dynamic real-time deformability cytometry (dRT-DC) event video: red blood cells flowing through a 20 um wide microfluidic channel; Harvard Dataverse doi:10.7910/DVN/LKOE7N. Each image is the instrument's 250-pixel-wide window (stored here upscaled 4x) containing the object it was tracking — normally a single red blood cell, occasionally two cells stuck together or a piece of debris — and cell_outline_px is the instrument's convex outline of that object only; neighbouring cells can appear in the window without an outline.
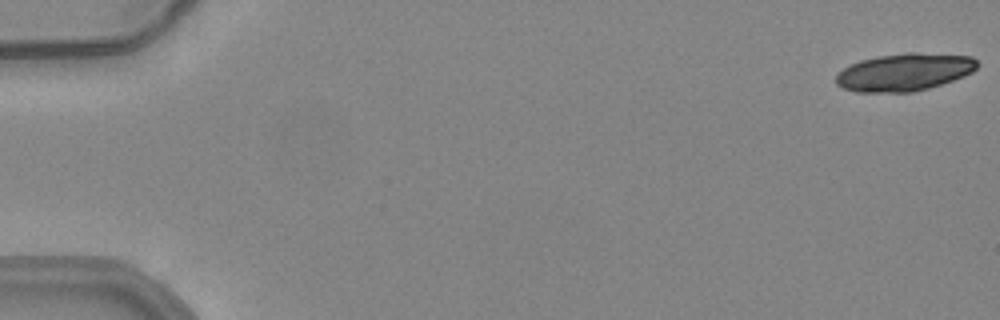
{"species": "common noctule bat (a hibernating species)", "species_latin": "Nyctalus noctula", "temperature_condition": "warm", "stored_images_in_passage": 20, "camera_frame_rate_fps": 3000, "um_per_image_px": 0.085, "animal": {"sex": "female", "body_mass_g": 24.6, "forearm_length_mm": 56.2}, "frame": {"image": 1, "passage_image": 1, "time_ms": 0.0, "image_size_px": [1000, 320], "cell_outline_px": [[980, 64], [972, 72], [964, 76], [928, 88], [912, 92], [856, 92], [844, 88], [836, 84], [836, 76], [844, 68], [860, 60], [880, 56], [908, 52], [916, 52], [972, 56]], "centroid_in_image_um": [76.89, 6.13], "position_along_channel_um": 8.1, "area_um2": 30.75}}